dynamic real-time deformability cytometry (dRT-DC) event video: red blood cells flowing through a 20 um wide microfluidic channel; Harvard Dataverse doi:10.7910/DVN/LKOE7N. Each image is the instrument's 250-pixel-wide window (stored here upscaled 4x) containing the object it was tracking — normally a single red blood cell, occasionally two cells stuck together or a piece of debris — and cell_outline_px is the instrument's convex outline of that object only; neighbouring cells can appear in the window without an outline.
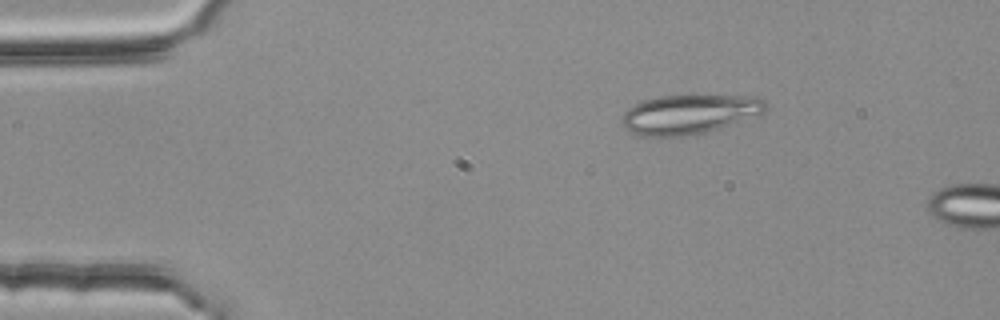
{"species": "common noctule bat (a hibernating species)", "species_latin": "Nyctalus noctula", "temperature_condition": "room temperature", "stored_images_in_passage": 8, "camera_frame_rate_fps": 3000, "um_per_image_px": 0.085, "animal": {"sex": "female", "body_mass_g": 25.1}, "frame": {"image": 1, "passage_image": 4, "time_ms": 1.0, "image_size_px": [1000, 320], "cell_outline_px": [[768, 108], [764, 112], [704, 132], [684, 136], [640, 136], [632, 132], [620, 120], [620, 116], [628, 108], [636, 104], [660, 96], [756, 96], [764, 100], [768, 104]], "centroid_in_image_um": [58.57, 9.7], "position_along_channel_um": 26.4, "area_um2": 32.19}}